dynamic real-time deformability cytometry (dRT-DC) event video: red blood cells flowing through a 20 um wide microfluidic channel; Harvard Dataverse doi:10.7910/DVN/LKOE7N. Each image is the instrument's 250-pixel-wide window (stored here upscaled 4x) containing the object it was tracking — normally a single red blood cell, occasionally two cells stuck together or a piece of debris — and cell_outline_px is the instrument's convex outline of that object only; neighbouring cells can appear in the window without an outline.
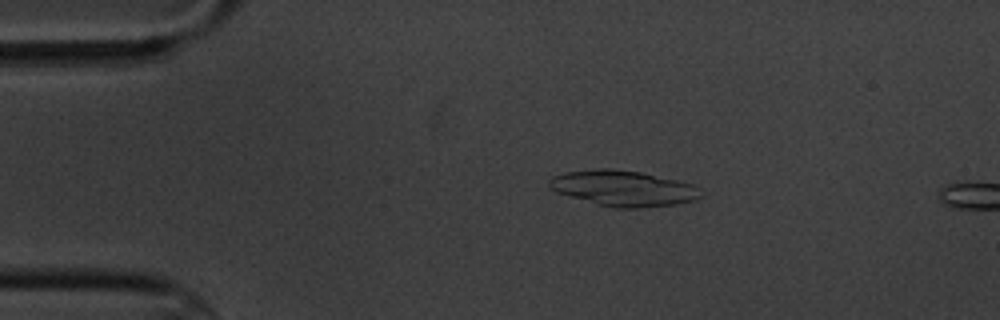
{"species": "common noctule bat (a hibernating species)", "species_latin": "Nyctalus noctula", "temperature_condition": "cold", "stored_images_in_passage": 2, "camera_frame_rate_fps": 3000, "um_per_image_px": 0.085, "animal": {"sex": "male", "body_mass_g": 20.1, "forearm_length_mm": 53.5}, "frame": {"image": 1, "passage_image": 1, "time_ms": 0.0, "image_size_px": [1000, 320], "cell_outline_px": [[704, 192], [696, 200], [676, 204], [636, 208], [612, 208], [596, 204], [556, 192], [548, 188], [548, 180], [552, 176], [564, 172], [596, 168], [612, 168], [640, 172], [676, 180], [692, 184], [700, 188]], "centroid_in_image_um": [52.95, 16.0], "position_along_channel_um": 32.0, "area_um2": 31.73}}